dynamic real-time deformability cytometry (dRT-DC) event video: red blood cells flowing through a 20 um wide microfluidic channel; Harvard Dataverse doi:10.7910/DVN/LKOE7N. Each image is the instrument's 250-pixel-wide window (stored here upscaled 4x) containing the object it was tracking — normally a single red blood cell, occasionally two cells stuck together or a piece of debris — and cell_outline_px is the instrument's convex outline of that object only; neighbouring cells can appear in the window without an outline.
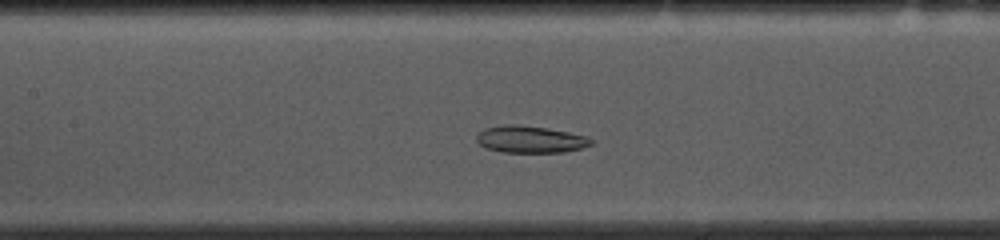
{"species": "common noctule bat (a hibernating species)", "species_latin": "Nyctalus noctula", "temperature_condition": "cold", "stored_images_in_passage": 35, "camera_frame_rate_fps": 3000, "um_per_image_px": 0.085, "animal": {"sex": "female", "body_mass_g": 10.0, "forearm_length_mm": 53.1}, "frame": {"image": 1, "passage_image": 14, "time_ms": 4.333, "image_size_px": [1000, 240], "cell_outline_px": [[596, 140], [592, 144], [580, 148], [564, 152], [500, 152], [488, 148], [480, 144], [476, 140], [476, 136], [484, 128], [508, 124], [512, 124], [548, 128], [588, 136]], "centroid_in_image_um": [45.11, 11.84], "position_along_channel_um": 162.3, "area_um2": 17.98}}
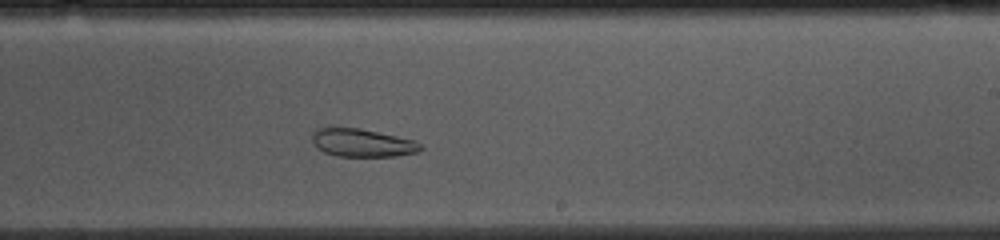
{"frame": {"image": 2, "passage_image": 22, "time_ms": 7.0, "image_size_px": [1000, 240], "cell_outline_px": [[424, 148], [416, 152], [396, 156], [336, 156], [324, 152], [312, 140], [312, 132], [316, 128], [360, 128], [396, 136], [412, 140], [424, 144]], "centroid_in_image_um": [30.82, 12.14], "position_along_channel_um": 258.2, "area_um2": 17.51}}
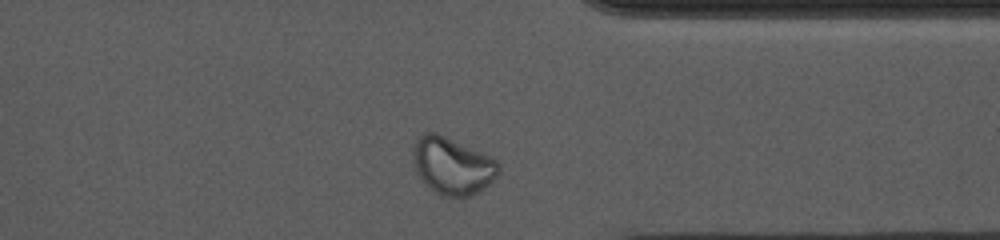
{"frame": {"image": 3, "passage_image": 32, "time_ms": 10.333, "image_size_px": [1000, 240], "cell_outline_px": [[500, 172], [484, 188], [468, 196], [444, 196], [436, 192], [420, 176], [416, 168], [412, 156], [416, 140], [424, 132], [436, 132], [492, 156], [500, 164]], "centroid_in_image_um": [38.49, 14.06], "position_along_channel_um": 372.9, "area_um2": 28.03}, "authors_computed_cell_mechanics": {"area_um2": 19.652, "velocity_mm_per_s": 3.6081, "shape_relaxation_time_tau1_ms": null, "shape_relaxation_time_tau2_ms": 3.9043, "deformation_change_tau1": null, "deformation_change_tau2": 0.0919}}